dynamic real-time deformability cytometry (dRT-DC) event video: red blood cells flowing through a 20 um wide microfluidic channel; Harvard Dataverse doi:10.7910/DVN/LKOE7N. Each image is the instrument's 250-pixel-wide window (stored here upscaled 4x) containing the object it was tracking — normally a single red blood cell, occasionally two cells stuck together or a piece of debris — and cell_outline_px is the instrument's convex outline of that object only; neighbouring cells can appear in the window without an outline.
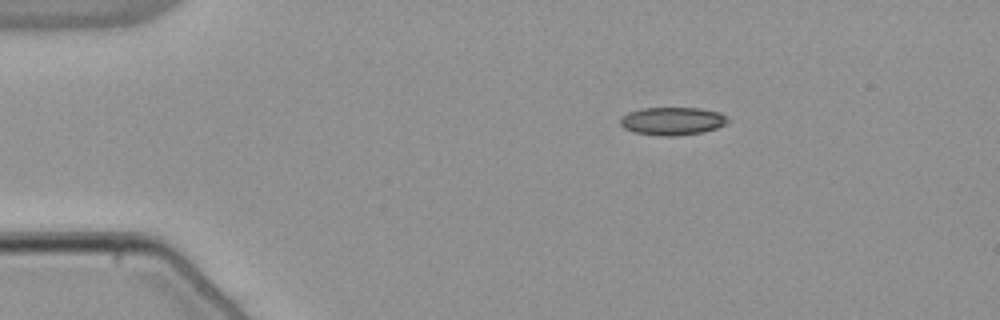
{"species": "common noctule bat (a hibernating species)", "species_latin": "Nyctalus noctula", "temperature_condition": "warm", "stored_images_in_passage": 45, "camera_frame_rate_fps": 3000, "um_per_image_px": 0.085, "animal": {"sex": "male", "body_mass_g": 21.5, "forearm_length_mm": 52.0}, "frame": {"image": 1, "passage_image": 1, "time_ms": 0.0, "image_size_px": [1000, 320], "cell_outline_px": [[728, 120], [724, 124], [716, 128], [704, 132], [676, 136], [664, 136], [636, 132], [624, 128], [620, 124], [620, 116], [628, 112], [644, 108], [700, 108], [720, 112], [728, 116]], "centroid_in_image_um": [57.16, 10.28], "position_along_channel_um": 27.8, "area_um2": 17.51}}
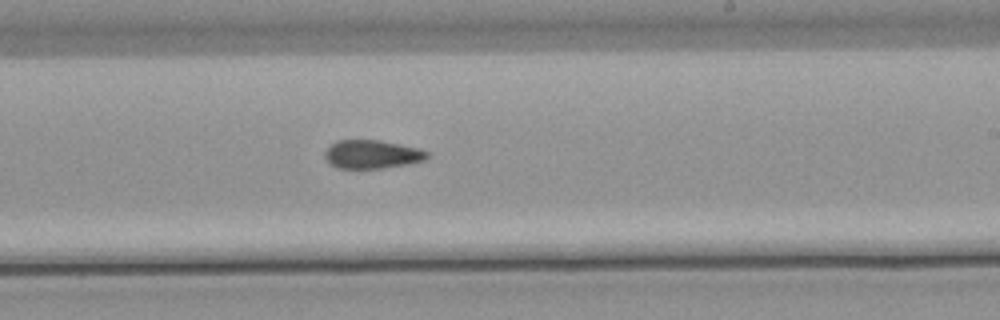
{"frame": {"image": 2, "passage_image": 24, "time_ms": 7.667, "image_size_px": [1000, 320], "cell_outline_px": [[428, 156], [424, 160], [408, 164], [384, 168], [340, 168], [332, 164], [324, 156], [324, 152], [336, 140], [380, 140], [400, 144], [416, 148], [428, 152]], "centroid_in_image_um": [31.62, 13.11], "position_along_channel_um": 257.4, "area_um2": 16.76}}
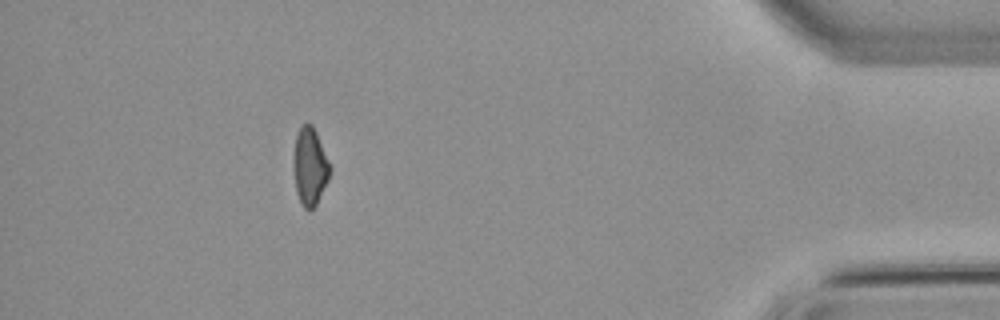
{"frame": {"image": 3, "passage_image": 40, "time_ms": 13.0, "image_size_px": [1000, 320], "cell_outline_px": [[332, 168], [328, 180], [316, 204], [308, 212], [304, 208], [296, 192], [292, 168], [292, 160], [296, 136], [300, 128], [304, 124], [312, 124], [316, 132]], "centroid_in_image_um": [26.32, 14.17], "position_along_channel_um": 408.9, "area_um2": 16.59}, "authors_computed_cell_mechanics": {"area_um2": 17.051, "velocity_mm_per_s": 3.8403, "shape_relaxation_time_tau1_ms": null, "shape_relaxation_time_tau2_ms": 1.7957, "deformation_change_tau1": null, "deformation_change_tau2": 0.0681}}